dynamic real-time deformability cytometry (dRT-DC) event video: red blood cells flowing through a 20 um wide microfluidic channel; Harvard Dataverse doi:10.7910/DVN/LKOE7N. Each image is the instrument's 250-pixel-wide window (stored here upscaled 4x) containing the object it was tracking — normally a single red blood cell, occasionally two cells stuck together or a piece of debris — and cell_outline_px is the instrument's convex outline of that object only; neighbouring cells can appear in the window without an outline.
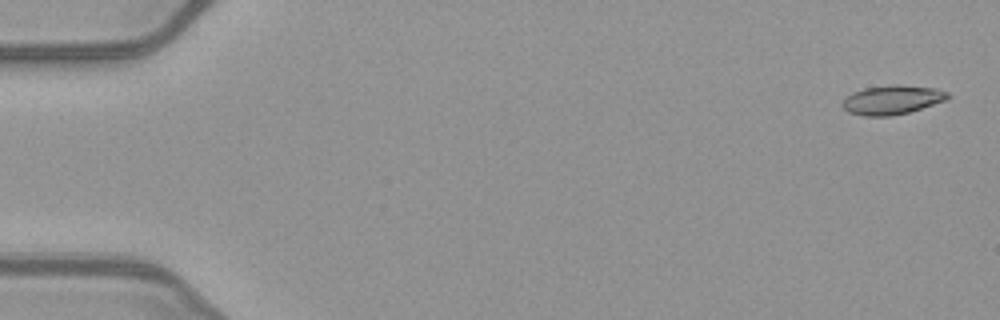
{"species": "common noctule bat (a hibernating species)", "species_latin": "Nyctalus noctula", "temperature_condition": "warm", "stored_images_in_passage": 51, "camera_frame_rate_fps": 3000, "um_per_image_px": 0.085, "animal": {"sex": "female", "body_mass_g": 21.9}, "frame": {"image": 1, "passage_image": 1, "time_ms": 0.0, "image_size_px": [1000, 320], "cell_outline_px": [[952, 96], [948, 100], [908, 112], [892, 116], [864, 116], [848, 112], [840, 104], [852, 92], [864, 88], [892, 84], [900, 84], [936, 88], [948, 92]], "centroid_in_image_um": [75.86, 8.48], "position_along_channel_um": 9.1, "area_um2": 18.09}}
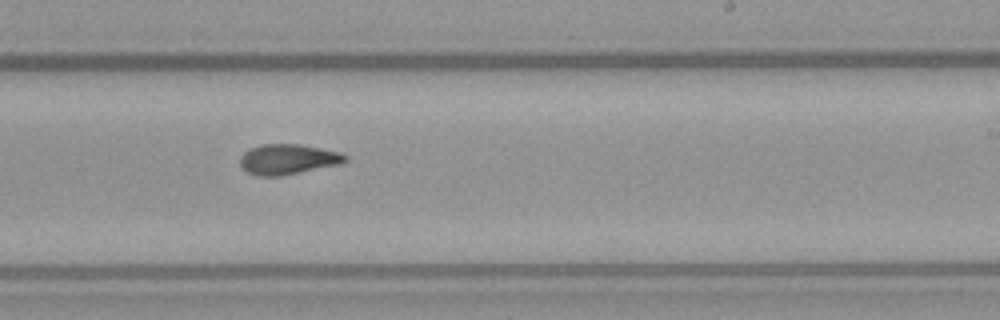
{"frame": {"image": 2, "passage_image": 31, "time_ms": 10.0, "image_size_px": [1000, 320], "cell_outline_px": [[348, 160], [340, 164], [280, 176], [256, 176], [248, 172], [240, 164], [240, 156], [244, 152], [252, 148], [264, 144], [300, 144], [340, 152], [348, 156]], "centroid_in_image_um": [24.49, 13.54], "position_along_channel_um": 264.5, "area_um2": 18.44}}
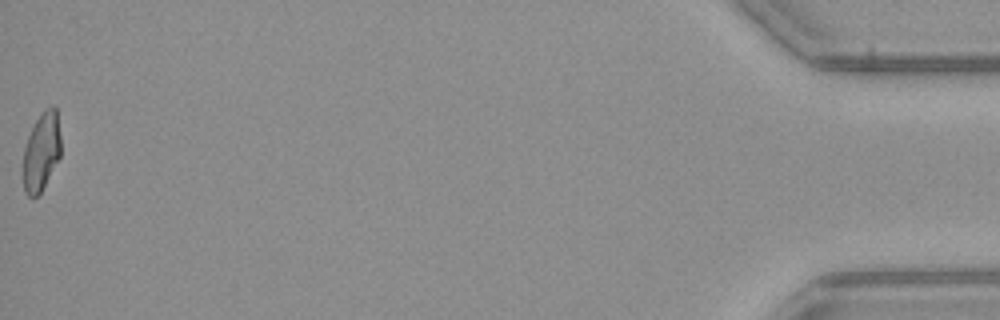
{"frame": {"image": 3, "passage_image": 51, "time_ms": 16.667, "image_size_px": [1000, 320], "cell_outline_px": [[60, 156], [40, 192], [36, 196], [28, 196], [24, 192], [24, 148], [28, 136], [36, 120], [44, 108], [52, 104], [56, 104], [60, 136]], "centroid_in_image_um": [3.53, 12.81], "position_along_channel_um": 431.7, "area_um2": 16.99}, "authors_computed_cell_mechanics": {"area_um2": 18.2648, "velocity_mm_per_s": 4.0477, "shape_relaxation_time_tau1_ms": 7.4514, "shape_relaxation_time_tau2_ms": 2.6685, "deformation_change_tau1": 0.2108, "deformation_change_tau2": 0.0977}}